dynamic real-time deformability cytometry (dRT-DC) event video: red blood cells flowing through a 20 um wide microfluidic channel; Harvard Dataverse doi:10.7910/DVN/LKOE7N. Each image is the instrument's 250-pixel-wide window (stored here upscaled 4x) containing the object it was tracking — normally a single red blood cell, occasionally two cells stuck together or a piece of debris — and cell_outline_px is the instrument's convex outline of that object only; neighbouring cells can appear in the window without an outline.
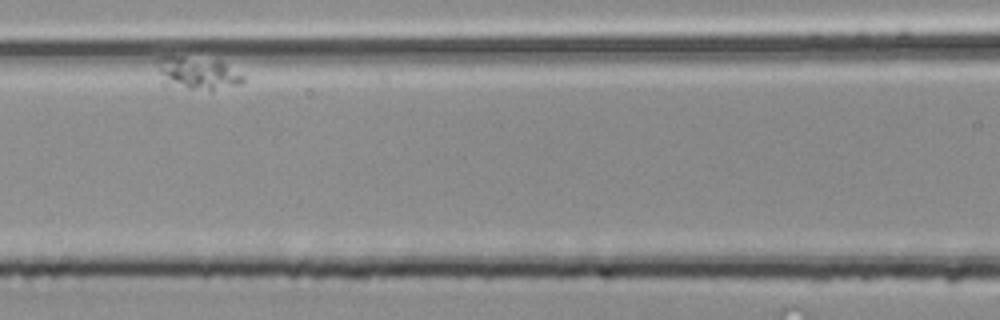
{"species": "common noctule bat (a hibernating species)", "species_latin": "Nyctalus noctula", "temperature_condition": "room temperature", "stored_images_in_passage": 5, "segment_of_instrument_passage": [2, 2], "camera_frame_rate_fps": 3000, "um_per_image_px": 0.085, "animal": {"sex": "male", "body_mass_g": 20.4}, "frame": {"image": 1, "passage_image": 5, "time_ms": 1.333, "image_size_px": [1000, 320], "cell_outline_px": [[244, 80], [240, 84], [212, 88], [188, 88], [172, 80], [160, 72], [156, 60], [160, 56], [180, 56], [220, 60], [244, 76]], "centroid_in_image_um": [16.89, 6.12], "position_along_channel_um": 149.7, "area_um2": 14.91}}